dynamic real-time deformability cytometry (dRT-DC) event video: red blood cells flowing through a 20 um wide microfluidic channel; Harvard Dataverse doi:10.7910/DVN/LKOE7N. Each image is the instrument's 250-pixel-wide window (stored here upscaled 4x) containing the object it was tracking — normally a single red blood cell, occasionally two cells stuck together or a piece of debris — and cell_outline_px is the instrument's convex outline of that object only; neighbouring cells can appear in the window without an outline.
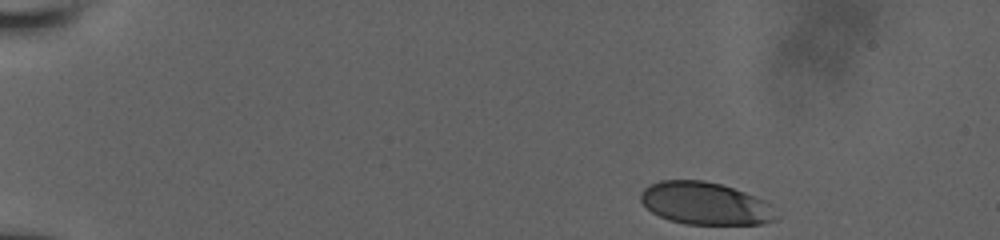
{"species": "human", "species_latin": "Homo sapiens", "temperature_condition": "room temperature", "stored_images_in_passage": 30, "camera_frame_rate_fps": 3000, "um_per_image_px": 0.085, "donor": {"sex": "male"}, "frame": {"image": 1, "passage_image": 1, "time_ms": 0.0, "image_size_px": [1000, 240], "cell_outline_px": [[780, 216], [776, 220], [764, 224], [684, 224], [668, 220], [652, 212], [640, 200], [640, 192], [644, 188], [660, 180], [704, 180], [720, 184], [744, 192], [764, 200]], "centroid_in_image_um": [59.95, 17.3], "position_along_channel_um": 25.1, "area_um2": 33.52}}
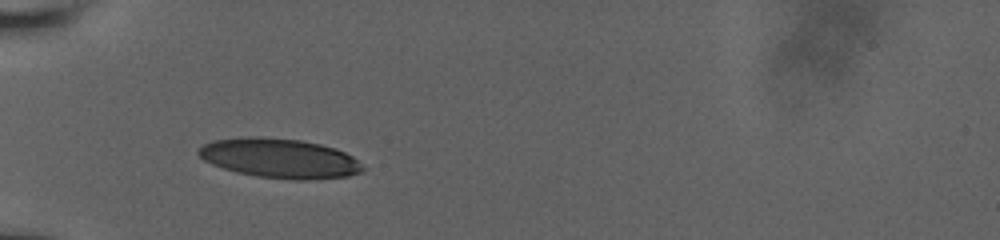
{"frame": {"image": 2, "passage_image": 29, "time_ms": 3.667, "image_size_px": [1000, 240], "cell_outline_px": [[364, 168], [360, 172], [348, 176], [308, 180], [296, 180], [256, 176], [236, 172], [212, 164], [204, 160], [196, 152], [204, 144], [212, 140], [248, 136], [260, 136], [300, 140], [320, 144], [344, 152], [352, 156]], "centroid_in_image_um": [23.73, 13.45], "position_along_channel_um": 61.3, "area_um2": 37.69}}